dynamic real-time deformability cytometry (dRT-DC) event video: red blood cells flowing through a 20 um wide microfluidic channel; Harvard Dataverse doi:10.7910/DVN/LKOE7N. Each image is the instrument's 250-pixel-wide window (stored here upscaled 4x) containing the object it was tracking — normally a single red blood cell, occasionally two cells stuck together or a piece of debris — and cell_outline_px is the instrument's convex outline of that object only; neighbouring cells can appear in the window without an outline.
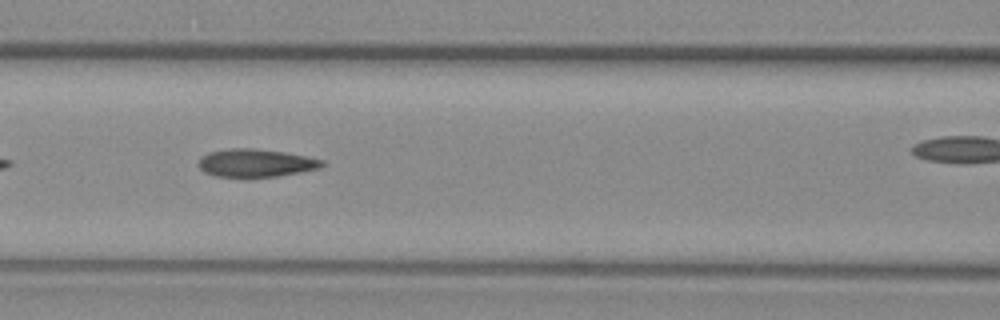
{"species": "common noctule bat (a hibernating species)", "species_latin": "Nyctalus noctula", "temperature_condition": "warm", "stored_images_in_passage": 29, "camera_frame_rate_fps": 3000, "um_per_image_px": 0.085, "animal": {"sex": "female", "body_mass_g": 29.2, "forearm_length_mm": 56.3}, "frame": {"image": 1, "passage_image": 9, "time_ms": 2.667, "image_size_px": [1000, 320], "cell_outline_px": [[324, 164], [320, 168], [300, 172], [276, 176], [216, 176], [204, 172], [196, 164], [200, 156], [208, 152], [232, 148], [252, 148], [284, 152], [308, 156], [324, 160]], "centroid_in_image_um": [21.72, 13.83], "position_along_channel_um": 144.9, "area_um2": 20.06}}